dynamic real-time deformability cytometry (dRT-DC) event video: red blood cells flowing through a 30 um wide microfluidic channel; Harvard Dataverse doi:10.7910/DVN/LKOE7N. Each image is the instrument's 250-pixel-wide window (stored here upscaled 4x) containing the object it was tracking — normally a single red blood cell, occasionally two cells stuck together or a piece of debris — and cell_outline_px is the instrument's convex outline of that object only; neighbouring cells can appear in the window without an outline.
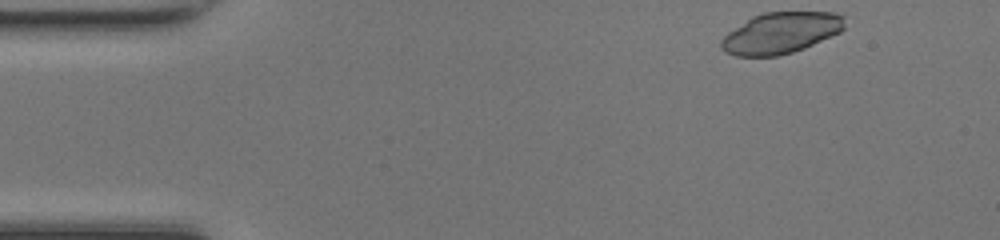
{"species": "common noctule bat (a hibernating species)", "species_latin": "Nyctalus noctula", "temperature_condition": "room temperature", "stored_images_in_passage": 44, "camera_frame_rate_fps": 3000, "um_per_image_px": 0.085, "animal": {"sex": "female", "body_mass_g": 17.0, "forearm_length_mm": 48.0}, "frame": {"image": 1, "passage_image": 1, "time_ms": 0.0, "image_size_px": [1000, 240], "cell_outline_px": [[844, 28], [840, 32], [804, 48], [792, 52], [776, 56], [736, 56], [724, 52], [720, 48], [720, 40], [728, 32], [752, 16], [764, 12], [832, 12], [844, 16]], "centroid_in_image_um": [66.34, 2.8], "position_along_channel_um": 18.7, "area_um2": 29.59}}